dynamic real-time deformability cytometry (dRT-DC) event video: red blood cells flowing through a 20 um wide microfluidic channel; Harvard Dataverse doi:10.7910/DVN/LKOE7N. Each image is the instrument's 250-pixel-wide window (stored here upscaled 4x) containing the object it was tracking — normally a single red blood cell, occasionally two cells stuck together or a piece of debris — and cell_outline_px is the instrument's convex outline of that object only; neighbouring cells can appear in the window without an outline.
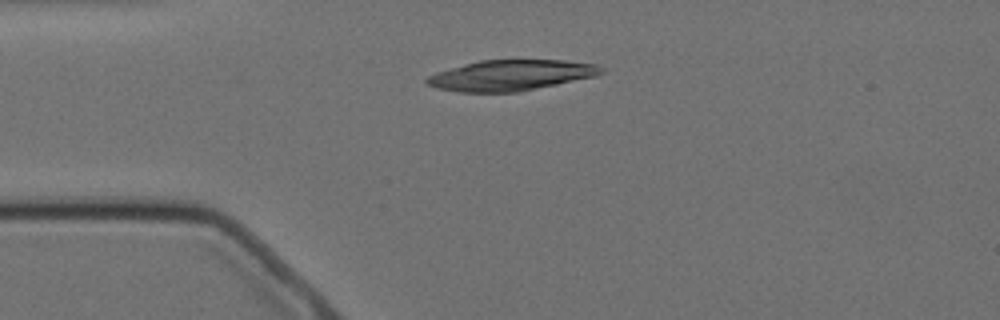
{"species": "Egyptian fruit bat (a non-hibernating species)", "species_latin": "Rousettus aegyptiacus", "temperature_condition": "cold", "stored_images_in_passage": 2, "camera_frame_rate_fps": 3000, "um_per_image_px": 0.085, "animal": {"sex": "female"}, "frame": {"image": 1, "passage_image": 1, "time_ms": 0.0, "image_size_px": [1000, 320], "cell_outline_px": [[604, 72], [596, 76], [516, 92], [460, 92], [436, 88], [428, 84], [424, 80], [428, 76], [436, 72], [464, 64], [480, 60], [564, 60], [596, 64], [604, 68]], "centroid_in_image_um": [43.42, 6.39], "position_along_channel_um": 41.6, "area_um2": 30.98}}